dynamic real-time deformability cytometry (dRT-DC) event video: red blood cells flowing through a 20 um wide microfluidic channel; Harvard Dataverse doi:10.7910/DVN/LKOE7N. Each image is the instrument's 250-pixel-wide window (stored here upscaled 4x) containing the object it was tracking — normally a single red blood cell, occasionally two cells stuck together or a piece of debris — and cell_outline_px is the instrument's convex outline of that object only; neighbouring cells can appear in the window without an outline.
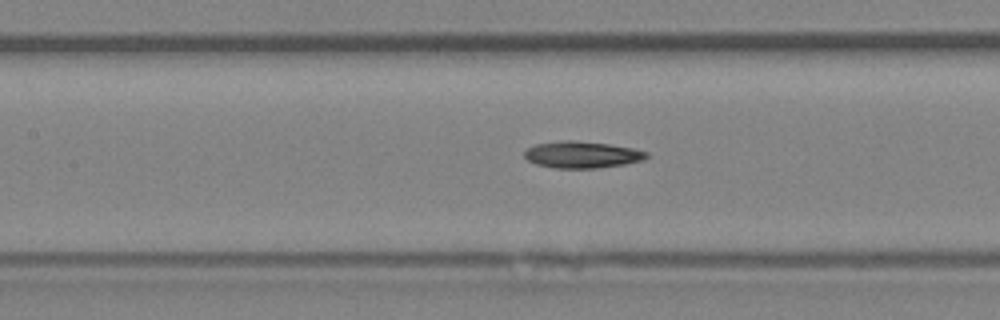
{"species": "Egyptian fruit bat (a non-hibernating species)", "species_latin": "Rousettus aegyptiacus", "temperature_condition": "room temperature", "stored_images_in_passage": 29, "camera_frame_rate_fps": 3000, "um_per_image_px": 0.085, "animal": {"sex": "female"}, "frame": {"image": 1, "passage_image": 13, "time_ms": 4.0, "image_size_px": [1000, 320], "cell_outline_px": [[648, 156], [644, 160], [624, 164], [596, 168], [552, 168], [536, 164], [528, 160], [524, 156], [524, 152], [528, 148], [536, 144], [564, 140], [572, 140], [608, 144], [632, 148], [648, 152]], "centroid_in_image_um": [49.46, 13.15], "position_along_channel_um": 157.9, "area_um2": 18.9}}